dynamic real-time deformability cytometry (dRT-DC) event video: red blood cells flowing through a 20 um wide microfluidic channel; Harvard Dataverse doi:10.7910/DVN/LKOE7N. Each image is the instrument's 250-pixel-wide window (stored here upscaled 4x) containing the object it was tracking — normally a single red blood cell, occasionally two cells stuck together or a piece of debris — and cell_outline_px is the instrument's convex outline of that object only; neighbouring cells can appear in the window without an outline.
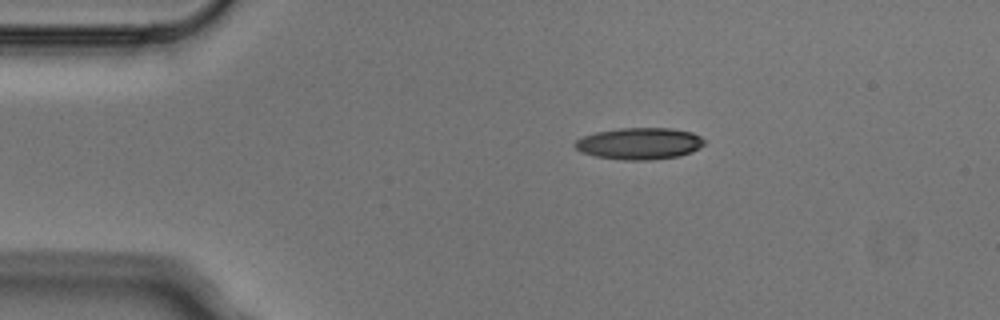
{"species": "Egyptian fruit bat (a non-hibernating species)", "species_latin": "Rousettus aegyptiacus", "temperature_condition": "cold", "stored_images_in_passage": 2, "camera_frame_rate_fps": 3000, "um_per_image_px": 0.085, "animal": {"sex": "male"}, "frame": {"image": 1, "passage_image": 1, "time_ms": 0.0, "image_size_px": [1000, 320], "cell_outline_px": [[704, 144], [700, 148], [692, 152], [680, 156], [652, 160], [624, 160], [596, 156], [580, 152], [572, 144], [576, 140], [584, 136], [596, 132], [620, 128], [672, 128], [692, 132], [700, 136], [704, 140]], "centroid_in_image_um": [54.36, 12.2], "position_along_channel_um": 30.6, "area_um2": 24.04}}